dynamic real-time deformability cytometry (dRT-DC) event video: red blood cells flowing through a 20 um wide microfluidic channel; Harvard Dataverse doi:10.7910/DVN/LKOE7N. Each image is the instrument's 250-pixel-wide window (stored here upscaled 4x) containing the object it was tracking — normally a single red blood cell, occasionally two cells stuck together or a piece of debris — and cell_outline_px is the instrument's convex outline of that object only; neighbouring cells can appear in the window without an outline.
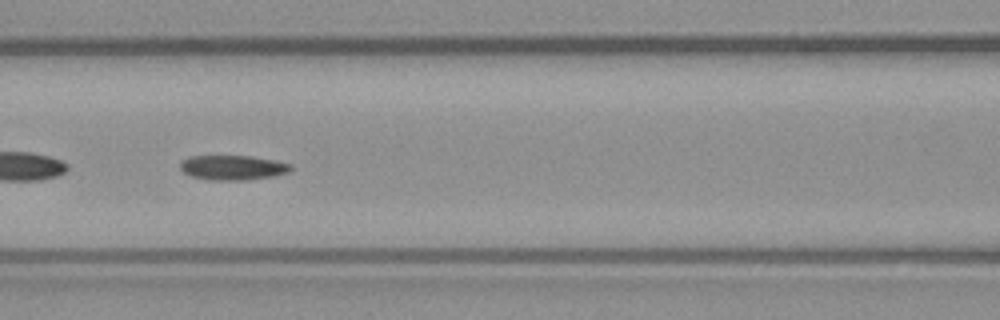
{"species": "common noctule bat (a hibernating species)", "species_latin": "Nyctalus noctula", "temperature_condition": "warm", "stored_images_in_passage": 48, "segment_of_instrument_passage": [2, 2], "camera_frame_rate_fps": 3000, "um_per_image_px": 0.085, "animal": {"sex": "male", "body_mass_g": 23.1, "forearm_length_mm": 52.7}, "frame": {"image": 1, "passage_image": 20, "time_ms": 6.333, "image_size_px": [1000, 320], "cell_outline_px": [[292, 168], [288, 172], [272, 176], [244, 180], [212, 180], [192, 176], [184, 172], [180, 168], [180, 164], [188, 156], [252, 156], [276, 160], [292, 164]], "centroid_in_image_um": [19.81, 14.23], "position_along_channel_um": 146.8, "area_um2": 15.84}}
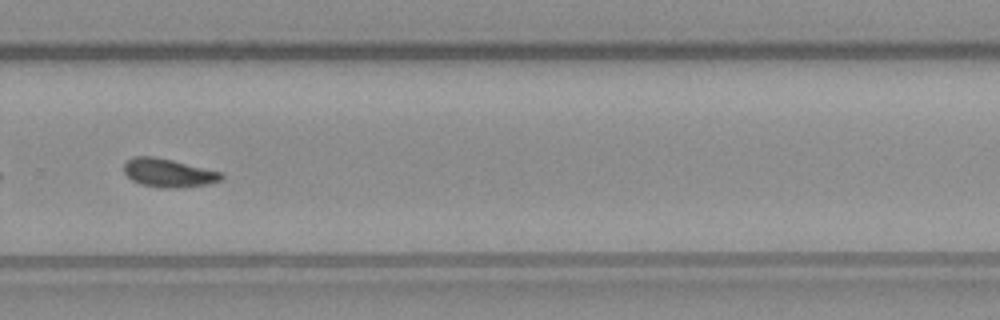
{"frame": {"image": 2, "passage_image": 32, "time_ms": 10.333, "image_size_px": [1000, 320], "cell_outline_px": [[224, 180], [208, 184], [180, 188], [160, 188], [140, 184], [132, 180], [124, 172], [124, 164], [132, 156], [152, 156], [172, 160], [220, 172], [224, 176]], "centroid_in_image_um": [14.31, 14.71], "position_along_channel_um": 315.5, "area_um2": 16.18}}
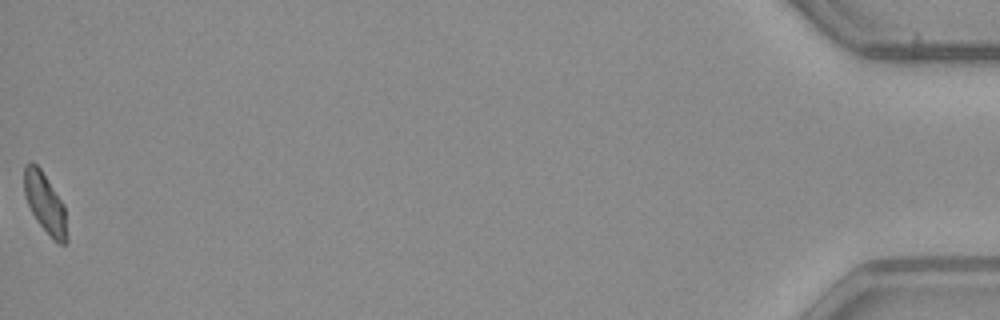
{"frame": {"image": 3, "passage_image": 48, "time_ms": 15.667, "image_size_px": [1000, 320], "cell_outline_px": [[68, 240], [64, 244], [60, 244], [36, 220], [28, 204], [24, 192], [24, 168], [28, 164], [36, 164], [40, 168], [64, 204], [68, 236]], "centroid_in_image_um": [3.85, 17.28], "position_along_channel_um": 431.3, "area_um2": 14.57}}